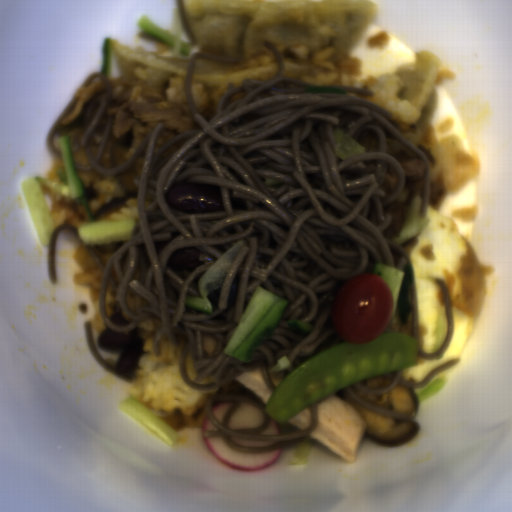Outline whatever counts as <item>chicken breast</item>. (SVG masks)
<instances>
[{
    "instance_id": "2",
    "label": "chicken breast",
    "mask_w": 512,
    "mask_h": 512,
    "mask_svg": "<svg viewBox=\"0 0 512 512\" xmlns=\"http://www.w3.org/2000/svg\"><path fill=\"white\" fill-rule=\"evenodd\" d=\"M235 378L238 379L241 383H243L246 387H248L264 402L271 398L272 391L264 382L259 367L241 373Z\"/></svg>"
},
{
    "instance_id": "1",
    "label": "chicken breast",
    "mask_w": 512,
    "mask_h": 512,
    "mask_svg": "<svg viewBox=\"0 0 512 512\" xmlns=\"http://www.w3.org/2000/svg\"><path fill=\"white\" fill-rule=\"evenodd\" d=\"M316 403L317 424L307 436L343 460L352 463L357 458L365 435L368 425L366 419L351 403L333 394ZM310 406L287 421L299 430L305 429L311 421Z\"/></svg>"
}]
</instances>
